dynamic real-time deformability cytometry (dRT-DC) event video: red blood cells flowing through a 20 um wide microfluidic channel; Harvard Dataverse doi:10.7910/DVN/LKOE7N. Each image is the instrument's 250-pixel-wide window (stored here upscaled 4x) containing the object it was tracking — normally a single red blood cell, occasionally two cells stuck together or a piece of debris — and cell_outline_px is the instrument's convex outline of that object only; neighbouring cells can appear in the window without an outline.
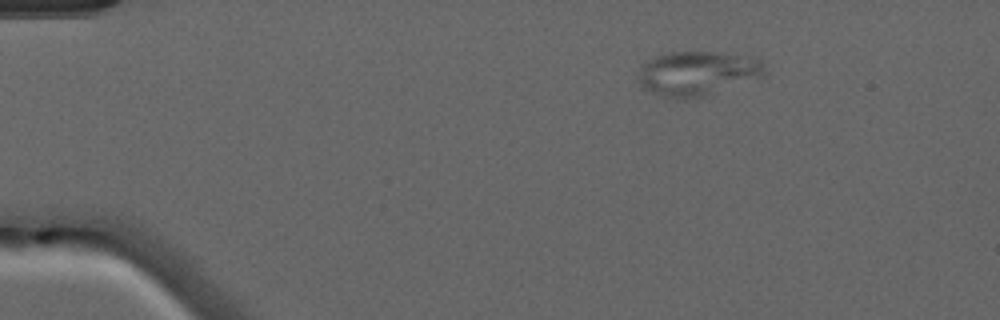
{"species": "common noctule bat (a hibernating species)", "species_latin": "Nyctalus noctula", "temperature_condition": "warm", "stored_images_in_passage": 3, "camera_frame_rate_fps": 3000, "um_per_image_px": 0.085, "animal": {"sex": "male", "forearm_length_mm": 52.5}, "frame": {"image": 1, "passage_image": 1, "time_ms": 0.0, "image_size_px": [1000, 320], "cell_outline_px": [[768, 72], [764, 76], [704, 96], [684, 100], [672, 100], [652, 92], [644, 88], [640, 84], [640, 72], [644, 64], [648, 60], [656, 56], [672, 52], [720, 52], [760, 60], [764, 64]], "centroid_in_image_um": [59.3, 6.26], "position_along_channel_um": 25.7, "area_um2": 32.48}}